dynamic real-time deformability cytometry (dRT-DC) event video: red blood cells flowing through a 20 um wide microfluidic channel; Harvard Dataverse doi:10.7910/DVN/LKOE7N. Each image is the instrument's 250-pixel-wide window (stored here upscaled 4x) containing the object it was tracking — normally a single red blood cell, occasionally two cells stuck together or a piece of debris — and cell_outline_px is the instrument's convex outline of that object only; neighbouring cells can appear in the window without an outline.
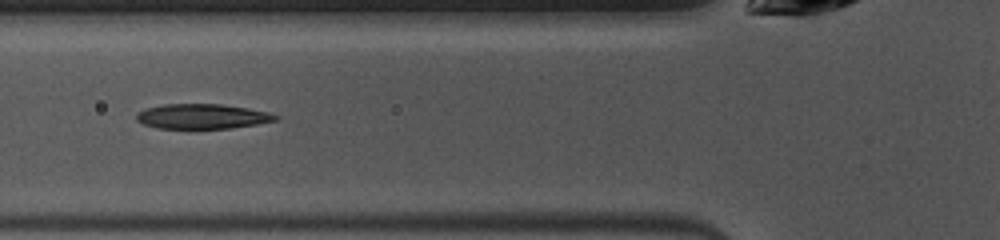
{"species": "common noctule bat (a hibernating species)", "species_latin": "Nyctalus noctula", "temperature_condition": "warm", "stored_images_in_passage": 47, "camera_frame_rate_fps": 3000, "um_per_image_px": 0.085, "animal": {"sex": "female", "body_mass_g": 10.0, "forearm_length_mm": 53.1}, "frame": {"image": 1, "passage_image": 15, "time_ms": 4.667, "image_size_px": [1000, 240], "cell_outline_px": [[280, 116], [276, 120], [256, 124], [228, 128], [156, 128], [144, 124], [136, 120], [136, 112], [144, 108], [164, 104], [220, 104], [268, 112]], "centroid_in_image_um": [17.12, 9.89], "position_along_channel_um": 108.7, "area_um2": 20.0}}
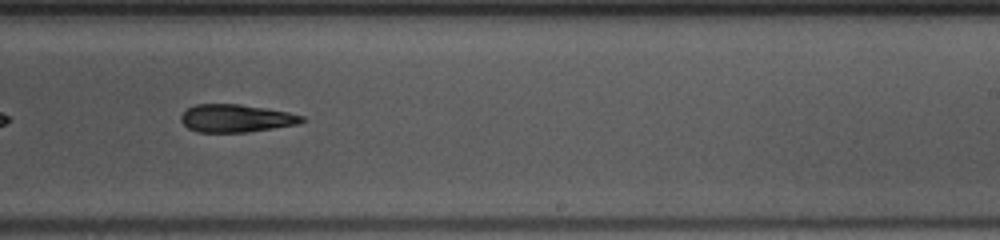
{"frame": {"image": 2, "passage_image": 27, "time_ms": 8.667, "image_size_px": [1000, 240], "cell_outline_px": [[308, 120], [296, 124], [248, 132], [196, 132], [188, 128], [180, 120], [180, 116], [188, 108], [196, 104], [240, 104], [288, 112], [304, 116]], "centroid_in_image_um": [20.06, 10.05], "position_along_channel_um": 268.9, "area_um2": 19.54}}
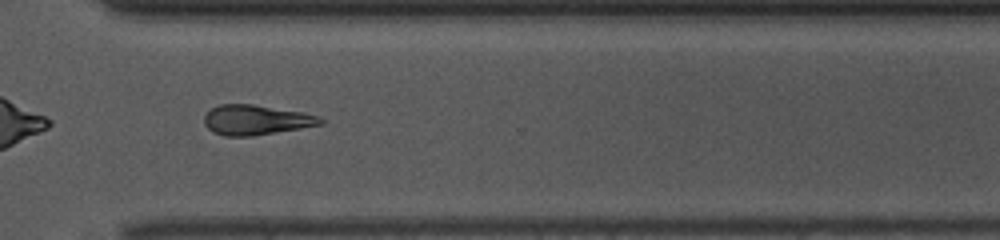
{"frame": {"image": 3, "passage_image": 33, "time_ms": 10.667, "image_size_px": [1000, 240], "cell_outline_px": [[324, 124], [252, 136], [224, 136], [212, 132], [204, 124], [204, 116], [212, 108], [220, 104], [252, 104], [300, 112], [320, 116], [324, 120]], "centroid_in_image_um": [21.75, 10.2], "position_along_channel_um": 348.9, "area_um2": 20.17}, "authors_computed_cell_mechanics": {"area_um2": 20.808, "velocity_mm_per_s": 4.0125, "shape_relaxation_time_tau1_ms": 3.2423, "shape_relaxation_time_tau2_ms": null, "deformation_change_tau1": 0.1247, "deformation_change_tau2": null}}